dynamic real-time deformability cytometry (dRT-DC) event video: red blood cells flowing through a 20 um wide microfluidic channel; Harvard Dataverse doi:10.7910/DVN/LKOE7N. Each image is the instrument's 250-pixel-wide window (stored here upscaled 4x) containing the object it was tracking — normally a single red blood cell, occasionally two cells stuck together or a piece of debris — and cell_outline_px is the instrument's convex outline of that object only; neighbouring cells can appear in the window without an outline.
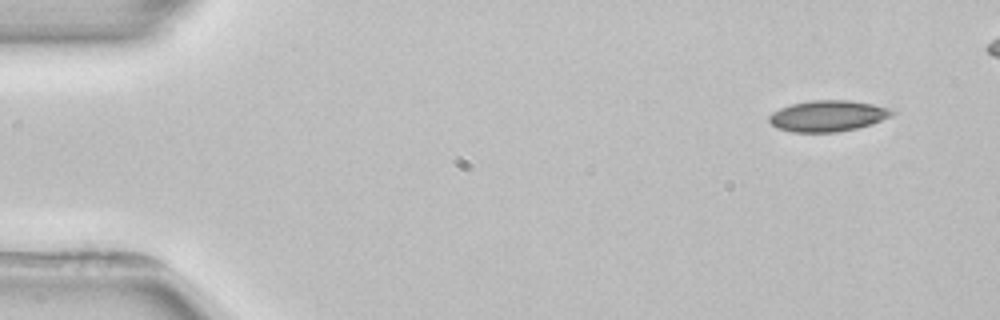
{"species": "common noctule bat (a hibernating species)", "species_latin": "Nyctalus noctula", "temperature_condition": "room temperature", "stored_images_in_passage": 4, "camera_frame_rate_fps": 3000, "um_per_image_px": 0.085, "animal": {"sex": "female", "body_mass_g": 22.7, "forearm_length_mm": 54.2}, "frame": {"image": 1, "passage_image": 1, "time_ms": 0.0, "image_size_px": [1000, 320], "cell_outline_px": [[896, 112], [892, 116], [872, 124], [856, 128], [836, 132], [792, 132], [776, 128], [768, 120], [768, 116], [772, 112], [780, 108], [792, 104], [812, 100], [848, 100], [872, 104], [892, 108]], "centroid_in_image_um": [70.38, 9.85], "position_along_channel_um": 14.6, "area_um2": 22.37}}